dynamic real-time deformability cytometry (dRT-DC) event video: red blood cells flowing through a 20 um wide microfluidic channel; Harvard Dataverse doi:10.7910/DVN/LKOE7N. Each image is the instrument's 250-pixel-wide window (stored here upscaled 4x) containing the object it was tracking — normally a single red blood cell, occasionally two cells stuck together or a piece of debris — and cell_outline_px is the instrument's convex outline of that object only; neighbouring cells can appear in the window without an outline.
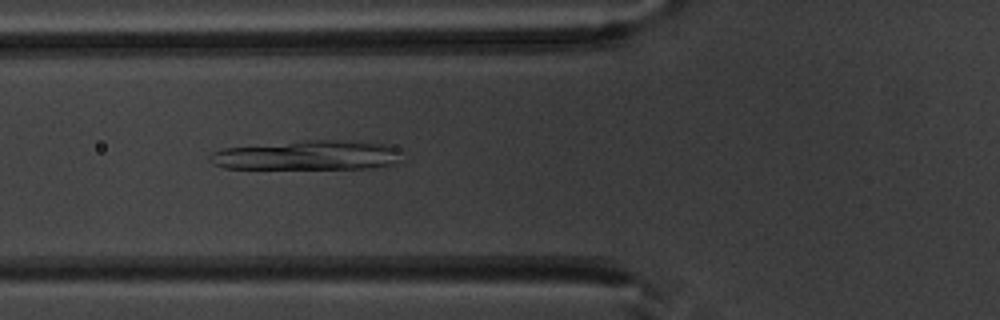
{"species": "common noctule bat (a hibernating species)", "species_latin": "Nyctalus noctula", "temperature_condition": "warm", "stored_images_in_passage": 22, "segment_of_instrument_passage": [1, 3], "camera_frame_rate_fps": 3000, "um_per_image_px": 0.085, "animal": {"sex": "male", "body_mass_g": 20.1, "forearm_length_mm": 53.5}, "frame": {"image": 1, "passage_image": 3, "time_ms": 0.667, "image_size_px": [1000, 320], "cell_outline_px": [[340, 164], [336, 168], [232, 168], [236, 148], [288, 148], [332, 160]], "centroid_in_image_um": [23.71, 13.53], "position_along_channel_um": 102.1, "area_um2": 12.54}}